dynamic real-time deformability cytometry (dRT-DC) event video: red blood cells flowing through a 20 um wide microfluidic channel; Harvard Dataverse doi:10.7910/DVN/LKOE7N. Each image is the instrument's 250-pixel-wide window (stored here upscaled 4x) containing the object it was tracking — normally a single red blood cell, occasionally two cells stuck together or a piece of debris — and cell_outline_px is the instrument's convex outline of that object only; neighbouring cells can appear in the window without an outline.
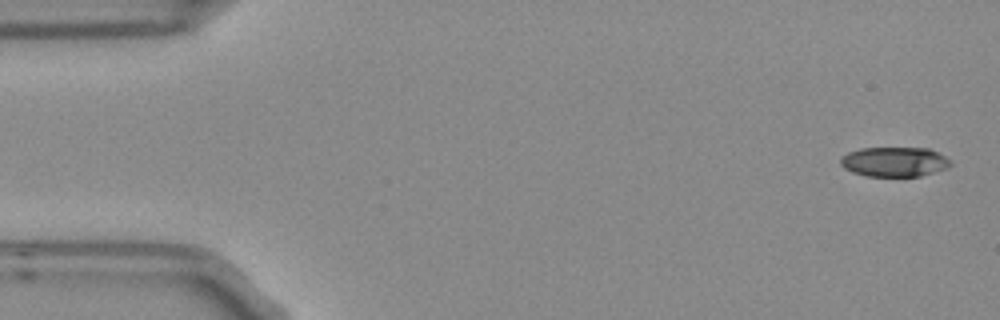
{"species": "Egyptian fruit bat (a non-hibernating species)", "species_latin": "Rousettus aegyptiacus", "temperature_condition": "room temperature", "stored_images_in_passage": 10, "camera_frame_rate_fps": 3000, "um_per_image_px": 0.085, "frame": {"image": 1, "passage_image": 1, "time_ms": 0.0, "image_size_px": [1000, 320], "cell_outline_px": [[952, 164], [948, 168], [920, 176], [864, 176], [852, 172], [844, 168], [840, 164], [840, 156], [848, 152], [860, 148], [928, 148], [952, 160]], "centroid_in_image_um": [76.01, 13.75], "position_along_channel_um": 9.0, "area_um2": 19.19}}
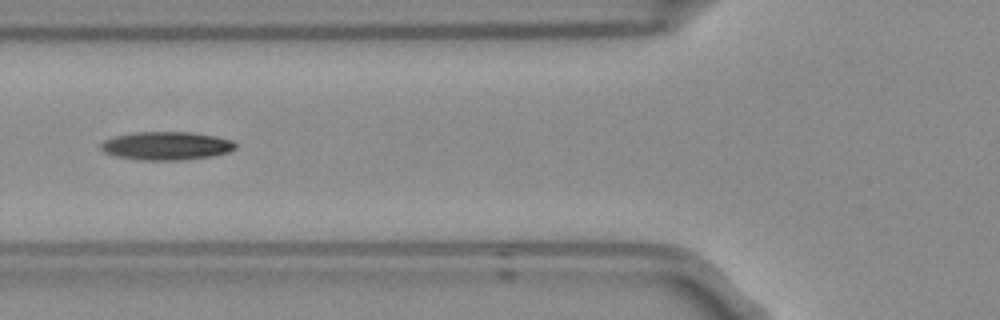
{"frame": {"image": 2, "passage_image": 6, "time_ms": 1.667, "image_size_px": [1000, 320], "cell_outline_px": [[236, 148], [228, 152], [212, 156], [176, 160], [144, 160], [116, 156], [104, 152], [100, 148], [100, 144], [104, 140], [116, 136], [136, 132], [192, 132], [216, 136], [232, 140], [236, 144]], "centroid_in_image_um": [14.15, 12.39], "position_along_channel_um": 111.6, "area_um2": 22.08}}
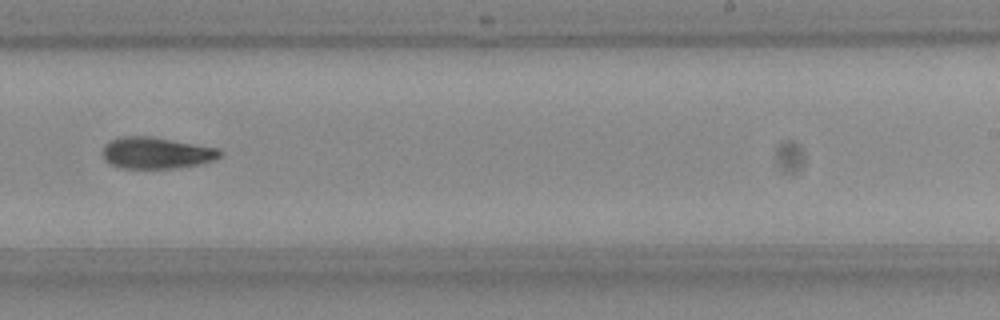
{"frame": {"image": 3, "passage_image": 10, "time_ms": 3.0, "image_size_px": [1000, 320], "cell_outline_px": [[224, 152], [220, 156], [212, 160], [196, 164], [172, 168], [124, 168], [112, 164], [104, 160], [104, 144], [108, 140], [120, 136], [152, 136], [220, 148]], "centroid_in_image_um": [13.29, 12.97], "position_along_channel_um": 275.7, "area_um2": 21.5}}